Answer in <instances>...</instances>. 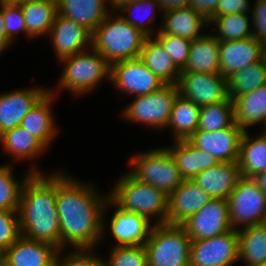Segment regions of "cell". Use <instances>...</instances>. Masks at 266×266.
Instances as JSON below:
<instances>
[{
  "label": "cell",
  "instance_id": "cell-1",
  "mask_svg": "<svg viewBox=\"0 0 266 266\" xmlns=\"http://www.w3.org/2000/svg\"><path fill=\"white\" fill-rule=\"evenodd\" d=\"M98 193L92 183L78 181L62 171L56 172L61 249L69 245L73 249L94 248L104 238L103 211L109 193L106 196Z\"/></svg>",
  "mask_w": 266,
  "mask_h": 266
},
{
  "label": "cell",
  "instance_id": "cell-2",
  "mask_svg": "<svg viewBox=\"0 0 266 266\" xmlns=\"http://www.w3.org/2000/svg\"><path fill=\"white\" fill-rule=\"evenodd\" d=\"M21 236L47 242L61 249L59 217L56 210V172L31 173L23 185L19 208Z\"/></svg>",
  "mask_w": 266,
  "mask_h": 266
},
{
  "label": "cell",
  "instance_id": "cell-3",
  "mask_svg": "<svg viewBox=\"0 0 266 266\" xmlns=\"http://www.w3.org/2000/svg\"><path fill=\"white\" fill-rule=\"evenodd\" d=\"M146 38L145 34L127 22L117 11H111L92 32L91 47L112 65L139 57Z\"/></svg>",
  "mask_w": 266,
  "mask_h": 266
},
{
  "label": "cell",
  "instance_id": "cell-4",
  "mask_svg": "<svg viewBox=\"0 0 266 266\" xmlns=\"http://www.w3.org/2000/svg\"><path fill=\"white\" fill-rule=\"evenodd\" d=\"M114 185L109 198L122 210L143 215L149 221L154 219V224L167 223L168 196L165 193L136 180L128 171Z\"/></svg>",
  "mask_w": 266,
  "mask_h": 266
},
{
  "label": "cell",
  "instance_id": "cell-5",
  "mask_svg": "<svg viewBox=\"0 0 266 266\" xmlns=\"http://www.w3.org/2000/svg\"><path fill=\"white\" fill-rule=\"evenodd\" d=\"M59 62L64 64V69L59 77L57 91L67 89L76 97L90 93L104 78L110 82L111 65L92 47Z\"/></svg>",
  "mask_w": 266,
  "mask_h": 266
},
{
  "label": "cell",
  "instance_id": "cell-6",
  "mask_svg": "<svg viewBox=\"0 0 266 266\" xmlns=\"http://www.w3.org/2000/svg\"><path fill=\"white\" fill-rule=\"evenodd\" d=\"M191 242L182 225L154 224L144 245L148 266H190Z\"/></svg>",
  "mask_w": 266,
  "mask_h": 266
},
{
  "label": "cell",
  "instance_id": "cell-7",
  "mask_svg": "<svg viewBox=\"0 0 266 266\" xmlns=\"http://www.w3.org/2000/svg\"><path fill=\"white\" fill-rule=\"evenodd\" d=\"M142 153L129 158L132 169L128 173L169 196L185 180L170 152L165 147H159Z\"/></svg>",
  "mask_w": 266,
  "mask_h": 266
},
{
  "label": "cell",
  "instance_id": "cell-8",
  "mask_svg": "<svg viewBox=\"0 0 266 266\" xmlns=\"http://www.w3.org/2000/svg\"><path fill=\"white\" fill-rule=\"evenodd\" d=\"M178 95L177 84H166L158 91L136 96L121 112L122 119L142 123L155 130L166 129Z\"/></svg>",
  "mask_w": 266,
  "mask_h": 266
},
{
  "label": "cell",
  "instance_id": "cell-9",
  "mask_svg": "<svg viewBox=\"0 0 266 266\" xmlns=\"http://www.w3.org/2000/svg\"><path fill=\"white\" fill-rule=\"evenodd\" d=\"M228 204L229 219L234 230L265 221L266 195L253 178L241 177L238 180L236 187L230 193Z\"/></svg>",
  "mask_w": 266,
  "mask_h": 266
},
{
  "label": "cell",
  "instance_id": "cell-10",
  "mask_svg": "<svg viewBox=\"0 0 266 266\" xmlns=\"http://www.w3.org/2000/svg\"><path fill=\"white\" fill-rule=\"evenodd\" d=\"M110 83L125 95L135 97L158 91L166 85L139 57L113 63Z\"/></svg>",
  "mask_w": 266,
  "mask_h": 266
},
{
  "label": "cell",
  "instance_id": "cell-11",
  "mask_svg": "<svg viewBox=\"0 0 266 266\" xmlns=\"http://www.w3.org/2000/svg\"><path fill=\"white\" fill-rule=\"evenodd\" d=\"M238 261V230L191 242L190 266H232Z\"/></svg>",
  "mask_w": 266,
  "mask_h": 266
},
{
  "label": "cell",
  "instance_id": "cell-12",
  "mask_svg": "<svg viewBox=\"0 0 266 266\" xmlns=\"http://www.w3.org/2000/svg\"><path fill=\"white\" fill-rule=\"evenodd\" d=\"M177 85L179 94L199 107L229 98L227 78L220 73L180 72Z\"/></svg>",
  "mask_w": 266,
  "mask_h": 266
},
{
  "label": "cell",
  "instance_id": "cell-13",
  "mask_svg": "<svg viewBox=\"0 0 266 266\" xmlns=\"http://www.w3.org/2000/svg\"><path fill=\"white\" fill-rule=\"evenodd\" d=\"M109 206L116 208L108 227L116 241L114 246L145 245L154 224L143 215L122 210L110 198L105 202L103 211V234H107L105 232L107 225L104 221H106L105 213L108 212Z\"/></svg>",
  "mask_w": 266,
  "mask_h": 266
},
{
  "label": "cell",
  "instance_id": "cell-14",
  "mask_svg": "<svg viewBox=\"0 0 266 266\" xmlns=\"http://www.w3.org/2000/svg\"><path fill=\"white\" fill-rule=\"evenodd\" d=\"M191 240L216 237L232 230L227 199H212L181 224Z\"/></svg>",
  "mask_w": 266,
  "mask_h": 266
},
{
  "label": "cell",
  "instance_id": "cell-15",
  "mask_svg": "<svg viewBox=\"0 0 266 266\" xmlns=\"http://www.w3.org/2000/svg\"><path fill=\"white\" fill-rule=\"evenodd\" d=\"M244 131L234 121L230 126L215 132L196 130L188 140L197 148L213 155L219 162H238Z\"/></svg>",
  "mask_w": 266,
  "mask_h": 266
},
{
  "label": "cell",
  "instance_id": "cell-16",
  "mask_svg": "<svg viewBox=\"0 0 266 266\" xmlns=\"http://www.w3.org/2000/svg\"><path fill=\"white\" fill-rule=\"evenodd\" d=\"M57 61L91 47L92 33L84 26L57 13L49 33Z\"/></svg>",
  "mask_w": 266,
  "mask_h": 266
},
{
  "label": "cell",
  "instance_id": "cell-17",
  "mask_svg": "<svg viewBox=\"0 0 266 266\" xmlns=\"http://www.w3.org/2000/svg\"><path fill=\"white\" fill-rule=\"evenodd\" d=\"M49 90L35 86L0 94V135L20 126L25 115Z\"/></svg>",
  "mask_w": 266,
  "mask_h": 266
},
{
  "label": "cell",
  "instance_id": "cell-18",
  "mask_svg": "<svg viewBox=\"0 0 266 266\" xmlns=\"http://www.w3.org/2000/svg\"><path fill=\"white\" fill-rule=\"evenodd\" d=\"M220 74L228 78L247 66L262 60L263 44L255 37L220 42Z\"/></svg>",
  "mask_w": 266,
  "mask_h": 266
},
{
  "label": "cell",
  "instance_id": "cell-19",
  "mask_svg": "<svg viewBox=\"0 0 266 266\" xmlns=\"http://www.w3.org/2000/svg\"><path fill=\"white\" fill-rule=\"evenodd\" d=\"M211 200L208 193L192 180H184L168 196L167 224L181 225Z\"/></svg>",
  "mask_w": 266,
  "mask_h": 266
},
{
  "label": "cell",
  "instance_id": "cell-20",
  "mask_svg": "<svg viewBox=\"0 0 266 266\" xmlns=\"http://www.w3.org/2000/svg\"><path fill=\"white\" fill-rule=\"evenodd\" d=\"M58 250L50 243L20 236L5 250L4 261L9 266H55Z\"/></svg>",
  "mask_w": 266,
  "mask_h": 266
},
{
  "label": "cell",
  "instance_id": "cell-21",
  "mask_svg": "<svg viewBox=\"0 0 266 266\" xmlns=\"http://www.w3.org/2000/svg\"><path fill=\"white\" fill-rule=\"evenodd\" d=\"M49 90L39 102L25 115L20 126L38 139L46 148L50 147L55 136L58 134V126L52 113V102L57 97Z\"/></svg>",
  "mask_w": 266,
  "mask_h": 266
},
{
  "label": "cell",
  "instance_id": "cell-22",
  "mask_svg": "<svg viewBox=\"0 0 266 266\" xmlns=\"http://www.w3.org/2000/svg\"><path fill=\"white\" fill-rule=\"evenodd\" d=\"M241 178L238 162H220L198 173L192 181L212 199H227Z\"/></svg>",
  "mask_w": 266,
  "mask_h": 266
},
{
  "label": "cell",
  "instance_id": "cell-23",
  "mask_svg": "<svg viewBox=\"0 0 266 266\" xmlns=\"http://www.w3.org/2000/svg\"><path fill=\"white\" fill-rule=\"evenodd\" d=\"M163 22L158 32L166 35H175L190 40L198 39L204 36L203 28L209 27V22L190 6L171 9L162 12Z\"/></svg>",
  "mask_w": 266,
  "mask_h": 266
},
{
  "label": "cell",
  "instance_id": "cell-24",
  "mask_svg": "<svg viewBox=\"0 0 266 266\" xmlns=\"http://www.w3.org/2000/svg\"><path fill=\"white\" fill-rule=\"evenodd\" d=\"M173 143V146L166 148L185 180H192L198 173L220 163L213 155L197 148L188 139L175 140Z\"/></svg>",
  "mask_w": 266,
  "mask_h": 266
},
{
  "label": "cell",
  "instance_id": "cell-25",
  "mask_svg": "<svg viewBox=\"0 0 266 266\" xmlns=\"http://www.w3.org/2000/svg\"><path fill=\"white\" fill-rule=\"evenodd\" d=\"M58 14L84 26L91 33L111 12L106 0H57Z\"/></svg>",
  "mask_w": 266,
  "mask_h": 266
},
{
  "label": "cell",
  "instance_id": "cell-26",
  "mask_svg": "<svg viewBox=\"0 0 266 266\" xmlns=\"http://www.w3.org/2000/svg\"><path fill=\"white\" fill-rule=\"evenodd\" d=\"M219 47L220 42L212 34L192 40L187 63L181 72L220 73Z\"/></svg>",
  "mask_w": 266,
  "mask_h": 266
},
{
  "label": "cell",
  "instance_id": "cell-27",
  "mask_svg": "<svg viewBox=\"0 0 266 266\" xmlns=\"http://www.w3.org/2000/svg\"><path fill=\"white\" fill-rule=\"evenodd\" d=\"M234 121L247 130L266 122V84L233 99Z\"/></svg>",
  "mask_w": 266,
  "mask_h": 266
},
{
  "label": "cell",
  "instance_id": "cell-28",
  "mask_svg": "<svg viewBox=\"0 0 266 266\" xmlns=\"http://www.w3.org/2000/svg\"><path fill=\"white\" fill-rule=\"evenodd\" d=\"M20 6L27 27V38L49 35L58 13L57 0H27Z\"/></svg>",
  "mask_w": 266,
  "mask_h": 266
},
{
  "label": "cell",
  "instance_id": "cell-29",
  "mask_svg": "<svg viewBox=\"0 0 266 266\" xmlns=\"http://www.w3.org/2000/svg\"><path fill=\"white\" fill-rule=\"evenodd\" d=\"M239 171L243 178H253L266 170V133L262 132L255 138L245 130L239 150Z\"/></svg>",
  "mask_w": 266,
  "mask_h": 266
},
{
  "label": "cell",
  "instance_id": "cell-30",
  "mask_svg": "<svg viewBox=\"0 0 266 266\" xmlns=\"http://www.w3.org/2000/svg\"><path fill=\"white\" fill-rule=\"evenodd\" d=\"M139 58L165 84H178L181 71L155 38L145 39Z\"/></svg>",
  "mask_w": 266,
  "mask_h": 266
},
{
  "label": "cell",
  "instance_id": "cell-31",
  "mask_svg": "<svg viewBox=\"0 0 266 266\" xmlns=\"http://www.w3.org/2000/svg\"><path fill=\"white\" fill-rule=\"evenodd\" d=\"M0 142L5 152L16 160L15 162L39 158L47 149L38 139L21 126L1 134Z\"/></svg>",
  "mask_w": 266,
  "mask_h": 266
},
{
  "label": "cell",
  "instance_id": "cell-32",
  "mask_svg": "<svg viewBox=\"0 0 266 266\" xmlns=\"http://www.w3.org/2000/svg\"><path fill=\"white\" fill-rule=\"evenodd\" d=\"M200 109L193 101L180 94L175 99L167 127L172 128L173 139H188L199 126Z\"/></svg>",
  "mask_w": 266,
  "mask_h": 266
},
{
  "label": "cell",
  "instance_id": "cell-33",
  "mask_svg": "<svg viewBox=\"0 0 266 266\" xmlns=\"http://www.w3.org/2000/svg\"><path fill=\"white\" fill-rule=\"evenodd\" d=\"M239 260L245 266H254L266 261V225L264 223L238 230Z\"/></svg>",
  "mask_w": 266,
  "mask_h": 266
},
{
  "label": "cell",
  "instance_id": "cell-34",
  "mask_svg": "<svg viewBox=\"0 0 266 266\" xmlns=\"http://www.w3.org/2000/svg\"><path fill=\"white\" fill-rule=\"evenodd\" d=\"M247 14L236 13L213 17L209 21V26L215 25L217 33L212 35L219 42L253 37V29L250 27L251 18Z\"/></svg>",
  "mask_w": 266,
  "mask_h": 266
},
{
  "label": "cell",
  "instance_id": "cell-35",
  "mask_svg": "<svg viewBox=\"0 0 266 266\" xmlns=\"http://www.w3.org/2000/svg\"><path fill=\"white\" fill-rule=\"evenodd\" d=\"M156 9L161 10L160 12L162 13L158 0H136L123 5L117 12L119 13L120 11V14L128 13L126 14L127 16L124 14H121V16L147 37H153L157 33L152 27L156 17ZM133 11L138 12V15H140L136 16Z\"/></svg>",
  "mask_w": 266,
  "mask_h": 266
},
{
  "label": "cell",
  "instance_id": "cell-36",
  "mask_svg": "<svg viewBox=\"0 0 266 266\" xmlns=\"http://www.w3.org/2000/svg\"><path fill=\"white\" fill-rule=\"evenodd\" d=\"M266 84V65L263 60L251 64L227 78L228 96L235 97L254 91Z\"/></svg>",
  "mask_w": 266,
  "mask_h": 266
},
{
  "label": "cell",
  "instance_id": "cell-37",
  "mask_svg": "<svg viewBox=\"0 0 266 266\" xmlns=\"http://www.w3.org/2000/svg\"><path fill=\"white\" fill-rule=\"evenodd\" d=\"M13 168L10 164L0 165V210L18 211L20 195L26 178L31 173H41L35 164L29 168L28 174L26 173L20 182L16 180Z\"/></svg>",
  "mask_w": 266,
  "mask_h": 266
},
{
  "label": "cell",
  "instance_id": "cell-38",
  "mask_svg": "<svg viewBox=\"0 0 266 266\" xmlns=\"http://www.w3.org/2000/svg\"><path fill=\"white\" fill-rule=\"evenodd\" d=\"M234 122L233 100L202 106L200 109L199 126L197 130L215 132L226 128Z\"/></svg>",
  "mask_w": 266,
  "mask_h": 266
},
{
  "label": "cell",
  "instance_id": "cell-39",
  "mask_svg": "<svg viewBox=\"0 0 266 266\" xmlns=\"http://www.w3.org/2000/svg\"><path fill=\"white\" fill-rule=\"evenodd\" d=\"M109 259H103V266H148L144 245L113 246Z\"/></svg>",
  "mask_w": 266,
  "mask_h": 266
},
{
  "label": "cell",
  "instance_id": "cell-40",
  "mask_svg": "<svg viewBox=\"0 0 266 266\" xmlns=\"http://www.w3.org/2000/svg\"><path fill=\"white\" fill-rule=\"evenodd\" d=\"M153 37L170 54L173 64L181 71L187 63L192 40L158 31Z\"/></svg>",
  "mask_w": 266,
  "mask_h": 266
},
{
  "label": "cell",
  "instance_id": "cell-41",
  "mask_svg": "<svg viewBox=\"0 0 266 266\" xmlns=\"http://www.w3.org/2000/svg\"><path fill=\"white\" fill-rule=\"evenodd\" d=\"M65 257L59 256L65 249H59L55 259V266H103V259L94 254L93 248H75ZM61 257V258H60Z\"/></svg>",
  "mask_w": 266,
  "mask_h": 266
},
{
  "label": "cell",
  "instance_id": "cell-42",
  "mask_svg": "<svg viewBox=\"0 0 266 266\" xmlns=\"http://www.w3.org/2000/svg\"><path fill=\"white\" fill-rule=\"evenodd\" d=\"M20 236L18 211L0 210V246L6 250Z\"/></svg>",
  "mask_w": 266,
  "mask_h": 266
},
{
  "label": "cell",
  "instance_id": "cell-43",
  "mask_svg": "<svg viewBox=\"0 0 266 266\" xmlns=\"http://www.w3.org/2000/svg\"><path fill=\"white\" fill-rule=\"evenodd\" d=\"M0 11L5 21V30L7 37L15 42L17 34L24 33L27 36V27L20 5H2L0 4Z\"/></svg>",
  "mask_w": 266,
  "mask_h": 266
},
{
  "label": "cell",
  "instance_id": "cell-44",
  "mask_svg": "<svg viewBox=\"0 0 266 266\" xmlns=\"http://www.w3.org/2000/svg\"><path fill=\"white\" fill-rule=\"evenodd\" d=\"M252 8L251 24L253 27V37L262 44L266 43V0H256Z\"/></svg>",
  "mask_w": 266,
  "mask_h": 266
},
{
  "label": "cell",
  "instance_id": "cell-45",
  "mask_svg": "<svg viewBox=\"0 0 266 266\" xmlns=\"http://www.w3.org/2000/svg\"><path fill=\"white\" fill-rule=\"evenodd\" d=\"M251 3L249 0H219L215 16H224L236 13H249Z\"/></svg>",
  "mask_w": 266,
  "mask_h": 266
},
{
  "label": "cell",
  "instance_id": "cell-46",
  "mask_svg": "<svg viewBox=\"0 0 266 266\" xmlns=\"http://www.w3.org/2000/svg\"><path fill=\"white\" fill-rule=\"evenodd\" d=\"M219 0H190L189 6L198 11L208 22L215 17Z\"/></svg>",
  "mask_w": 266,
  "mask_h": 266
},
{
  "label": "cell",
  "instance_id": "cell-47",
  "mask_svg": "<svg viewBox=\"0 0 266 266\" xmlns=\"http://www.w3.org/2000/svg\"><path fill=\"white\" fill-rule=\"evenodd\" d=\"M158 2L160 3L162 12H165L171 9L188 7L190 0H158Z\"/></svg>",
  "mask_w": 266,
  "mask_h": 266
},
{
  "label": "cell",
  "instance_id": "cell-48",
  "mask_svg": "<svg viewBox=\"0 0 266 266\" xmlns=\"http://www.w3.org/2000/svg\"><path fill=\"white\" fill-rule=\"evenodd\" d=\"M5 21L0 11V54L13 43L6 34Z\"/></svg>",
  "mask_w": 266,
  "mask_h": 266
},
{
  "label": "cell",
  "instance_id": "cell-49",
  "mask_svg": "<svg viewBox=\"0 0 266 266\" xmlns=\"http://www.w3.org/2000/svg\"><path fill=\"white\" fill-rule=\"evenodd\" d=\"M253 180L257 183L262 192L266 195V170L253 177Z\"/></svg>",
  "mask_w": 266,
  "mask_h": 266
},
{
  "label": "cell",
  "instance_id": "cell-50",
  "mask_svg": "<svg viewBox=\"0 0 266 266\" xmlns=\"http://www.w3.org/2000/svg\"><path fill=\"white\" fill-rule=\"evenodd\" d=\"M132 1H136V0H106V2L109 4V9L110 11H117L118 9H120L123 5L130 3ZM113 9H111V8Z\"/></svg>",
  "mask_w": 266,
  "mask_h": 266
},
{
  "label": "cell",
  "instance_id": "cell-51",
  "mask_svg": "<svg viewBox=\"0 0 266 266\" xmlns=\"http://www.w3.org/2000/svg\"><path fill=\"white\" fill-rule=\"evenodd\" d=\"M27 0H0L2 5H20L26 2Z\"/></svg>",
  "mask_w": 266,
  "mask_h": 266
},
{
  "label": "cell",
  "instance_id": "cell-52",
  "mask_svg": "<svg viewBox=\"0 0 266 266\" xmlns=\"http://www.w3.org/2000/svg\"><path fill=\"white\" fill-rule=\"evenodd\" d=\"M5 250L0 246V266L4 262Z\"/></svg>",
  "mask_w": 266,
  "mask_h": 266
},
{
  "label": "cell",
  "instance_id": "cell-53",
  "mask_svg": "<svg viewBox=\"0 0 266 266\" xmlns=\"http://www.w3.org/2000/svg\"><path fill=\"white\" fill-rule=\"evenodd\" d=\"M254 266H266V261L263 262V263H260V264L254 265Z\"/></svg>",
  "mask_w": 266,
  "mask_h": 266
},
{
  "label": "cell",
  "instance_id": "cell-54",
  "mask_svg": "<svg viewBox=\"0 0 266 266\" xmlns=\"http://www.w3.org/2000/svg\"><path fill=\"white\" fill-rule=\"evenodd\" d=\"M262 127L264 128L263 132L266 133V122H265V124Z\"/></svg>",
  "mask_w": 266,
  "mask_h": 266
},
{
  "label": "cell",
  "instance_id": "cell-55",
  "mask_svg": "<svg viewBox=\"0 0 266 266\" xmlns=\"http://www.w3.org/2000/svg\"><path fill=\"white\" fill-rule=\"evenodd\" d=\"M1 266H9L5 261L1 264Z\"/></svg>",
  "mask_w": 266,
  "mask_h": 266
}]
</instances>
